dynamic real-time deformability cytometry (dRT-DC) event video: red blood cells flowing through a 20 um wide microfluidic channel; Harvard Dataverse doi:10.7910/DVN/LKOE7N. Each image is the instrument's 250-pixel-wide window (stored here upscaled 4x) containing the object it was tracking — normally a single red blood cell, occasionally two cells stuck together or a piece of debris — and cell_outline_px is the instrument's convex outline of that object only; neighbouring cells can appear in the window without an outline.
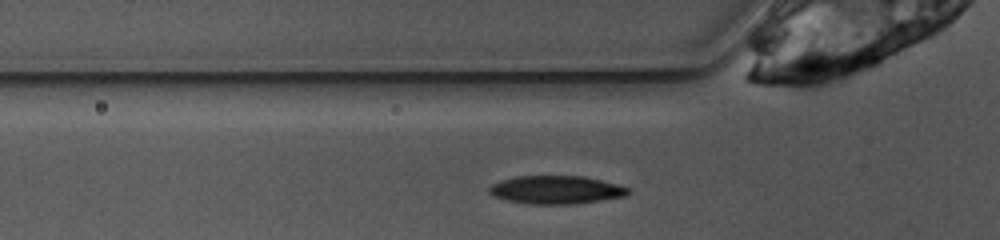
{"species": "common noctule bat (a hibernating species)", "species_latin": "Nyctalus noctula", "temperature_condition": "warm", "stored_images_in_passage": 24, "camera_frame_rate_fps": 3000, "um_per_image_px": 0.085, "animal": {"sex": "female", "body_mass_g": 10.0, "forearm_length_mm": 53.1}, "frame": {"image": 1, "passage_image": 2, "time_ms": 0.333, "image_size_px": [1000, 240], "cell_outline_px": [[632, 192], [628, 196], [572, 204], [532, 204], [508, 200], [496, 196], [488, 192], [488, 188], [492, 184], [500, 180], [516, 176], [584, 176], [632, 188]], "centroid_in_image_um": [47.32, 16.13], "position_along_channel_um": 78.5, "area_um2": 22.83}}
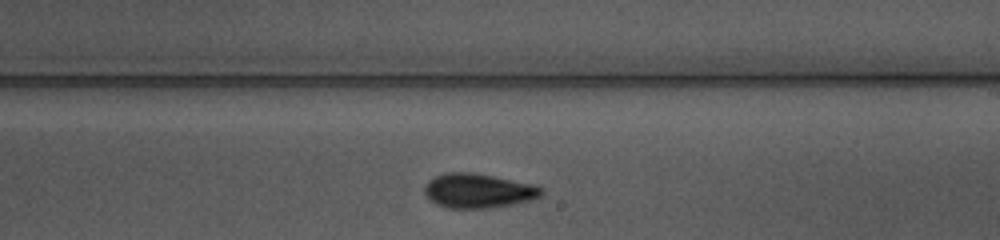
{"frame": {"image": 2, "passage_image": 15, "time_ms": 4.667, "image_size_px": [1000, 240], "cell_outline_px": [[544, 192], [540, 196], [532, 200], [512, 204], [488, 208], [448, 208], [436, 204], [428, 200], [424, 196], [424, 188], [428, 180], [436, 176], [448, 172], [472, 172], [532, 184], [540, 188]], "centroid_in_image_um": [40.59, 16.22], "position_along_channel_um": 248.4, "area_um2": 23.41}}
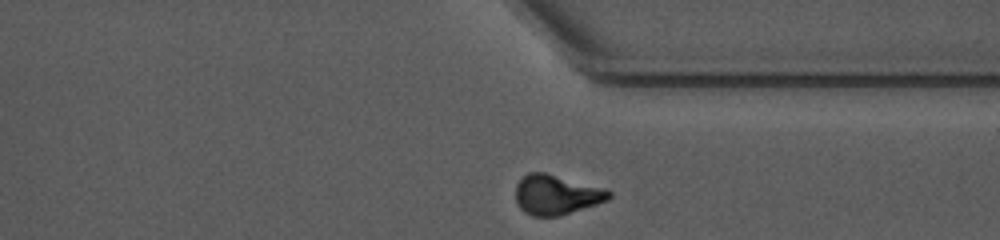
{"frame": {"image": 3, "passage_image": 24, "time_ms": 7.667, "image_size_px": [1000, 240], "cell_outline_px": [[612, 196], [608, 200], [560, 216], [532, 216], [524, 212], [516, 204], [516, 184], [528, 172], [544, 172], [604, 188], [612, 192]], "centroid_in_image_um": [47.28, 16.56], "position_along_channel_um": 364.1, "area_um2": 21.62}, "authors_computed_cell_mechanics": {"area_um2": 22.9755, "velocity_mm_per_s": 3.8895, "shape_relaxation_time_tau1_ms": 3.1118, "shape_relaxation_time_tau2_ms": 2.9595, "deformation_change_tau1": 0.1347, "deformation_change_tau2": 0.081}}